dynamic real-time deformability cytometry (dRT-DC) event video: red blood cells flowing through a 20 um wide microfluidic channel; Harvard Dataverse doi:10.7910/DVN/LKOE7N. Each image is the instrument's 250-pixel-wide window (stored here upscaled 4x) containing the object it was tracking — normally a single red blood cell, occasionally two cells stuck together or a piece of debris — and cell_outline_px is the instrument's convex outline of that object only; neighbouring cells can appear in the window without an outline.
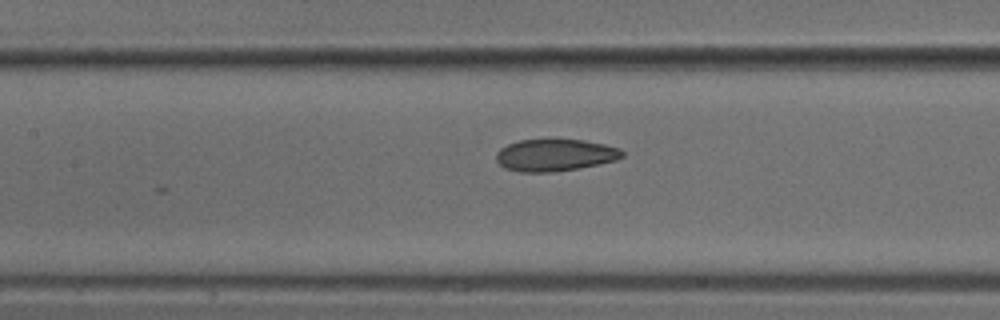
{"species": "common noctule bat (a hibernating species)", "species_latin": "Nyctalus noctula", "temperature_condition": "cold", "stored_images_in_passage": 23, "camera_frame_rate_fps": 3000, "um_per_image_px": 0.085, "animal": {"sex": "male", "body_mass_g": 18.8}, "frame": {"image": 1, "passage_image": 23, "time_ms": 7.333, "image_size_px": [1000, 320], "cell_outline_px": [[624, 156], [616, 160], [576, 168], [552, 172], [520, 172], [504, 168], [496, 160], [496, 152], [500, 148], [508, 144], [520, 140], [584, 140], [604, 144], [620, 148], [624, 152]], "centroid_in_image_um": [47.16, 13.18], "position_along_channel_um": 160.2, "area_um2": 23.35}}